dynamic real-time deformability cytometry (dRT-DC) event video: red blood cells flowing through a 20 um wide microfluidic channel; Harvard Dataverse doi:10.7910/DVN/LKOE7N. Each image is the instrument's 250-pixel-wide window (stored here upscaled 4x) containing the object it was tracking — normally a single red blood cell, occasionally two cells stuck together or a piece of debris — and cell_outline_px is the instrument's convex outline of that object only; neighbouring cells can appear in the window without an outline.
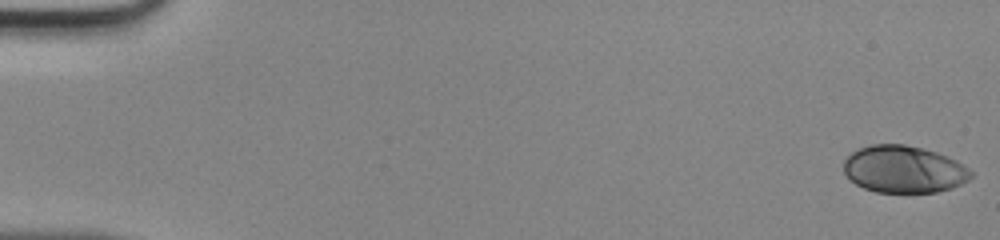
{"species": "human", "species_latin": "Homo sapiens", "temperature_condition": "room temperature", "stored_images_in_passage": 48, "camera_frame_rate_fps": 3000, "um_per_image_px": 0.085, "donor": {"sex": "male"}, "frame": {"image": 1, "passage_image": 1, "time_ms": 0.0, "image_size_px": [1000, 240], "cell_outline_px": [[972, 176], [968, 180], [952, 188], [936, 192], [908, 196], [904, 196], [876, 192], [864, 188], [856, 184], [844, 172], [844, 160], [852, 152], [860, 148], [872, 144], [904, 144], [936, 152], [948, 156], [956, 160], [968, 168], [972, 172]], "centroid_in_image_um": [76.84, 14.44], "position_along_channel_um": 8.2, "area_um2": 35.72}}
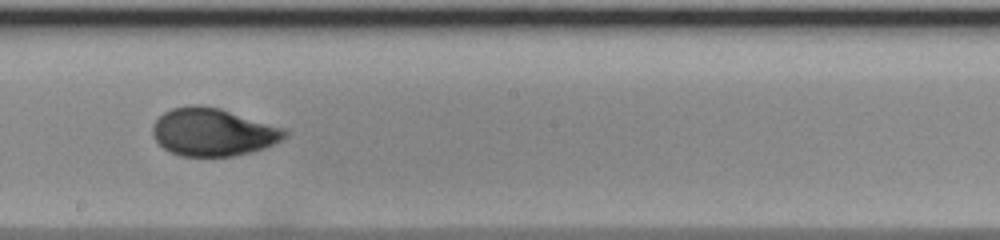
{"frame": {"image": 2, "passage_image": 28, "time_ms": 9.0, "image_size_px": [1000, 240], "cell_outline_px": [[288, 136], [264, 148], [232, 156], [180, 156], [168, 152], [156, 140], [152, 132], [152, 124], [164, 112], [172, 108], [192, 104], [200, 104], [220, 108], [288, 128]], "centroid_in_image_um": [18.12, 11.21], "position_along_channel_um": 230.1, "area_um2": 37.11}}
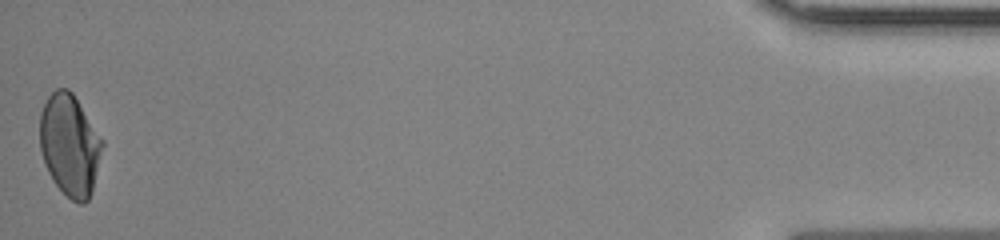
{"frame": {"image": 3, "passage_image": 48, "time_ms": 15.667, "image_size_px": [1000, 240], "cell_outline_px": [[104, 144], [92, 192], [88, 200], [84, 204], [80, 204], [72, 200], [52, 180], [48, 172], [40, 148], [40, 112], [48, 96], [56, 88], [68, 88], [72, 92], [104, 140]], "centroid_in_image_um": [5.94, 12.32], "position_along_channel_um": 429.3, "area_um2": 37.05}}